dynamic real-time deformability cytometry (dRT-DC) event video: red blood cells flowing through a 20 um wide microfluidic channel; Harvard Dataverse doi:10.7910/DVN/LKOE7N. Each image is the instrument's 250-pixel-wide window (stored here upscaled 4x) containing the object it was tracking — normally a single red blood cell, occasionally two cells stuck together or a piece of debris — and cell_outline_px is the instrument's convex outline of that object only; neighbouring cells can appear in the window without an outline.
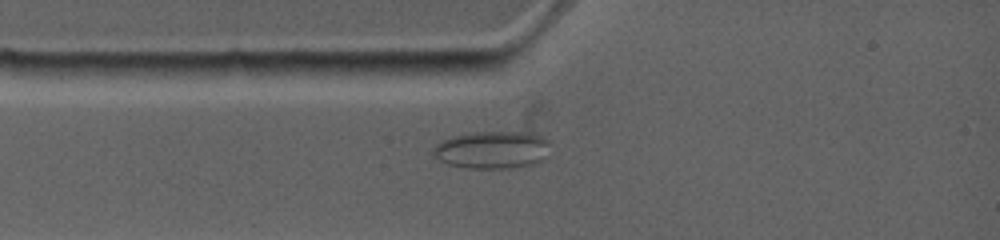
{"species": "common noctule bat (a hibernating species)", "species_latin": "Nyctalus noctula", "temperature_condition": "warm", "stored_images_in_passage": 52, "camera_frame_rate_fps": 4500, "um_per_image_px": 0.085, "animal": {"sex": "female", "body_mass_g": 19.0, "forearm_length_mm": 53.3}, "frame": {"image": 1, "passage_image": 5, "time_ms": 1.778, "image_size_px": [1000, 240], "cell_outline_px": [[544, 140], [532, 160], [524, 164], [500, 168], [472, 168], [452, 164], [436, 156], [436, 148], [444, 140], [452, 136], [472, 132], [524, 132], [536, 136]], "centroid_in_image_um": [41.6, 12.69], "position_along_channel_um": 43.4, "area_um2": 22.77}}
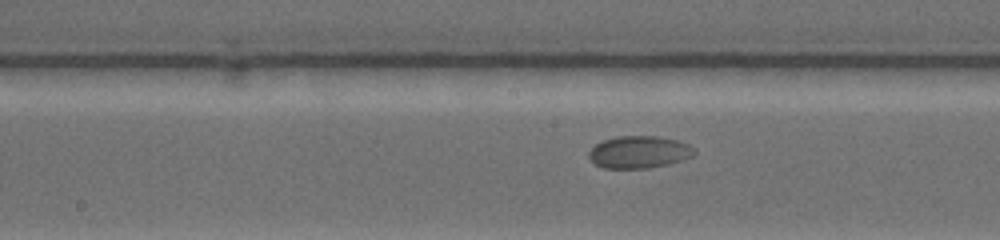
{"frame": {"image": 2, "passage_image": 18, "time_ms": 6.0, "image_size_px": [1000, 240], "cell_outline_px": [[684, 156], [676, 160], [664, 164], [648, 168], [604, 168], [596, 164], [592, 160], [592, 148], [596, 144], [604, 140], [620, 136], [656, 136], [676, 140], [684, 144]], "centroid_in_image_um": [54.11, 12.92], "position_along_channel_um": 194.1, "area_um2": 18.15}}
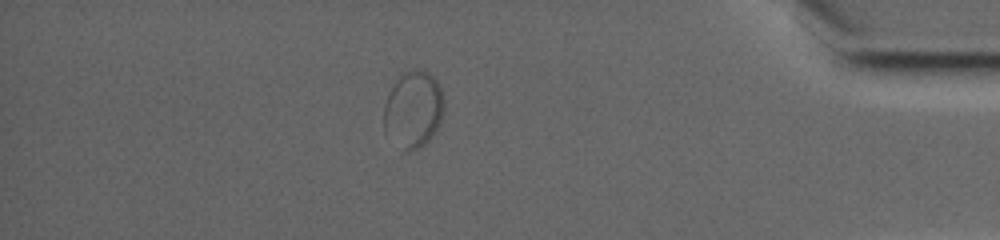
{"frame": {"image": 3, "passage_image": 39, "time_ms": 13.111, "image_size_px": [1000, 240], "cell_outline_px": [[444, 104], [440, 120], [436, 128], [428, 140], [424, 144], [408, 152], [404, 152], [384, 132], [384, 104], [400, 72], [412, 68], [416, 68], [428, 72], [436, 80], [440, 88], [444, 100]], "centroid_in_image_um": [35.1, 9.27], "position_along_channel_um": 400.1, "area_um2": 26.88}}